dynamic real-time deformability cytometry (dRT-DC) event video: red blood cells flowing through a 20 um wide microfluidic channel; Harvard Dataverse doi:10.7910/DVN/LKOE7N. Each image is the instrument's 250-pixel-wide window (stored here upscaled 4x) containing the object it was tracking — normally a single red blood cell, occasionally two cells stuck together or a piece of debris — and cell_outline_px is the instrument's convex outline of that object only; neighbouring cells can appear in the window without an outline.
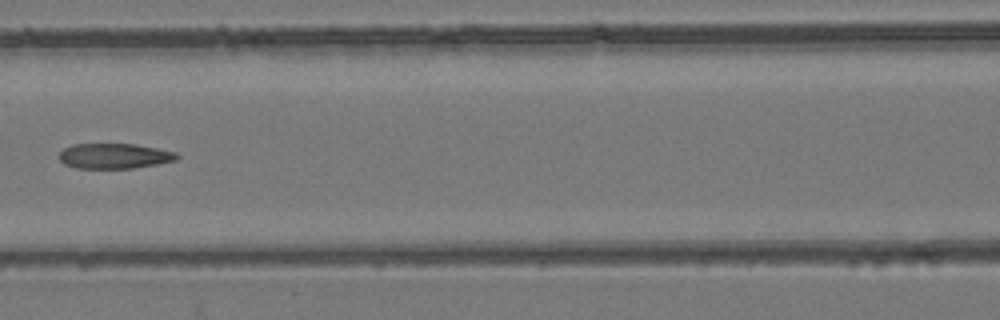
{"species": "common noctule bat (a hibernating species)", "species_latin": "Nyctalus noctula", "temperature_condition": "room temperature", "stored_images_in_passage": 6, "camera_frame_rate_fps": 3000, "um_per_image_px": 0.085, "animal": {"sex": "female", "body_mass_g": 24.6, "forearm_length_mm": 56.2}, "frame": {"image": 1, "passage_image": 5, "time_ms": 7.0, "image_size_px": [1000, 320], "cell_outline_px": [[180, 156], [176, 160], [156, 164], [132, 168], [76, 168], [64, 164], [60, 160], [60, 152], [64, 148], [72, 144], [136, 144], [176, 152]], "centroid_in_image_um": [9.72, 13.25], "position_along_channel_um": 156.9, "area_um2": 17.22}}
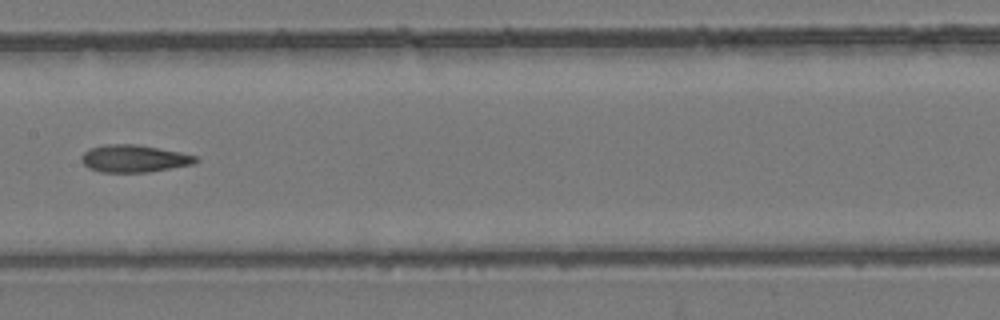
{"frame": {"image": 2, "passage_image": 6, "time_ms": 8.0, "image_size_px": [1000, 320], "cell_outline_px": [[200, 160], [192, 164], [148, 172], [100, 172], [88, 168], [80, 160], [80, 156], [88, 148], [104, 144], [136, 144], [180, 152], [196, 156]], "centroid_in_image_um": [11.34, 13.47], "position_along_channel_um": 196.1, "area_um2": 18.26}}